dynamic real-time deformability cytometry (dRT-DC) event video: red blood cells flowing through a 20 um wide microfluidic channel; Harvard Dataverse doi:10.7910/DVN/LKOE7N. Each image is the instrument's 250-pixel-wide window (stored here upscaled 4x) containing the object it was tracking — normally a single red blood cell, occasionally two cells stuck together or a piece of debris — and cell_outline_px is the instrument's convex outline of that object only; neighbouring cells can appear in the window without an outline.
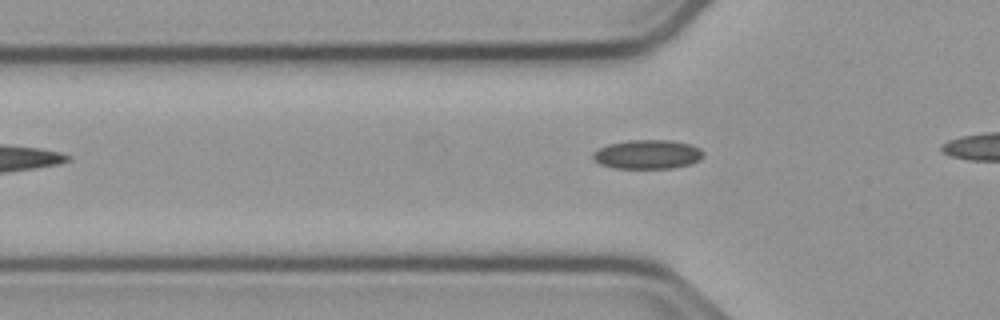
{"species": "common noctule bat (a hibernating species)", "species_latin": "Nyctalus noctula", "temperature_condition": "cold", "stored_images_in_passage": 10, "camera_frame_rate_fps": 3000, "um_per_image_px": 0.085, "animal": {"sex": "male", "body_mass_g": 23.1, "forearm_length_mm": 52.7}, "frame": {"image": 1, "passage_image": 4, "time_ms": 1.0, "image_size_px": [1000, 320], "cell_outline_px": [[704, 156], [700, 160], [688, 164], [672, 168], [612, 168], [600, 164], [592, 156], [592, 152], [608, 144], [628, 140], [672, 140], [692, 144], [700, 148], [704, 152]], "centroid_in_image_um": [55.06, 13.11], "position_along_channel_um": 70.7, "area_um2": 18.84}}
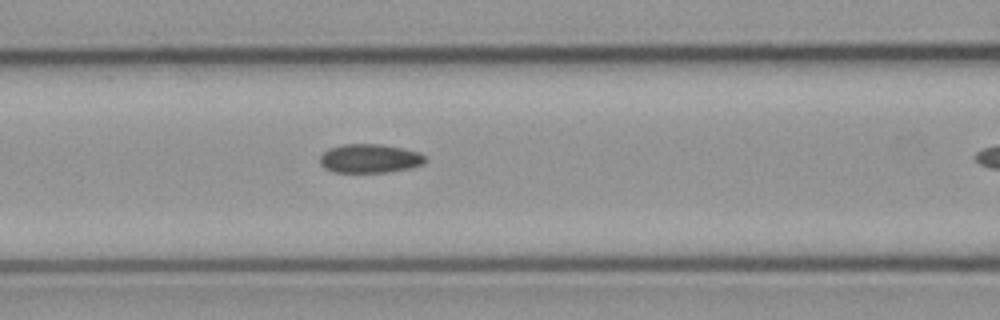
{"frame": {"image": 2, "passage_image": 9, "time_ms": 2.667, "image_size_px": [1000, 320], "cell_outline_px": [[424, 164], [408, 168], [388, 172], [336, 172], [324, 168], [320, 164], [320, 156], [328, 148], [344, 144], [380, 144], [400, 148], [416, 152], [424, 156]], "centroid_in_image_um": [31.37, 13.47], "position_along_channel_um": 135.2, "area_um2": 17.46}}